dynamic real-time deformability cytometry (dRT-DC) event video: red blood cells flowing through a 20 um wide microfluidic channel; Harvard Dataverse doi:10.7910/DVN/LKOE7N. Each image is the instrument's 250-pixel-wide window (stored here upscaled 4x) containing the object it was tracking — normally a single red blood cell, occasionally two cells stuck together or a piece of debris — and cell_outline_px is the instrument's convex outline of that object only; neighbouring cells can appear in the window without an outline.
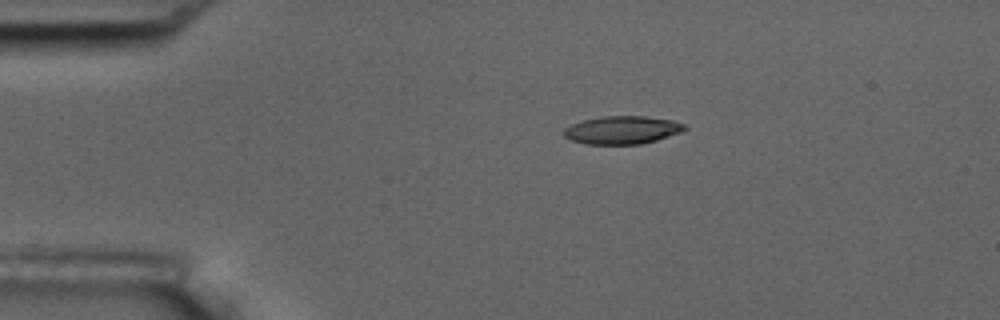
{"species": "common noctule bat (a hibernating species)", "species_latin": "Nyctalus noctula", "temperature_condition": "room temperature", "stored_images_in_passage": 14, "camera_frame_rate_fps": 3000, "um_per_image_px": 0.085, "animal": {"sex": "male", "body_mass_g": 17.5, "forearm_length_mm": 52.3}, "frame": {"image": 1, "passage_image": 1, "time_ms": 0.0, "image_size_px": [1000, 320], "cell_outline_px": [[688, 128], [680, 132], [656, 140], [640, 144], [584, 144], [572, 140], [564, 136], [564, 128], [572, 124], [584, 120], [604, 116], [644, 116], [672, 120], [684, 124]], "centroid_in_image_um": [52.88, 11.05], "position_along_channel_um": 32.1, "area_um2": 19.54}}
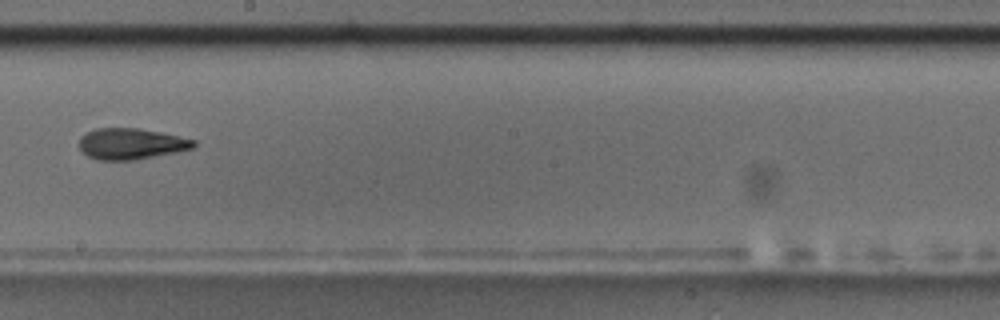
{"frame": {"image": 2, "passage_image": 7, "time_ms": 7.0, "image_size_px": [1000, 320], "cell_outline_px": [[196, 144], [192, 148], [176, 152], [132, 160], [96, 160], [88, 156], [80, 148], [80, 136], [96, 128], [140, 128], [160, 132], [196, 140]], "centroid_in_image_um": [11.13, 12.22], "position_along_channel_um": 237.1, "area_um2": 20.58}}
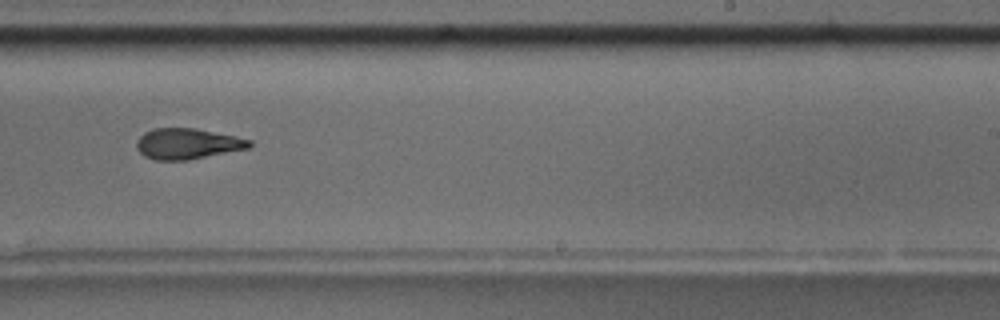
{"frame": {"image": 3, "passage_image": 8, "time_ms": 8.0, "image_size_px": [1000, 320], "cell_outline_px": [[252, 144], [248, 148], [188, 160], [156, 160], [144, 156], [136, 148], [136, 140], [144, 132], [152, 128], [196, 128], [236, 136], [252, 140]], "centroid_in_image_um": [15.91, 12.21], "position_along_channel_um": 273.1, "area_um2": 20.29}, "authors_computed_cell_mechanics": {"area_um2": 20.3745, "velocity_mm_per_s": 3.604, "shape_relaxation_time_tau1_ms": 4.0102, "shape_relaxation_time_tau2_ms": 3.1231, "deformation_change_tau1": 0.16, "deformation_change_tau2": 0.1164}}